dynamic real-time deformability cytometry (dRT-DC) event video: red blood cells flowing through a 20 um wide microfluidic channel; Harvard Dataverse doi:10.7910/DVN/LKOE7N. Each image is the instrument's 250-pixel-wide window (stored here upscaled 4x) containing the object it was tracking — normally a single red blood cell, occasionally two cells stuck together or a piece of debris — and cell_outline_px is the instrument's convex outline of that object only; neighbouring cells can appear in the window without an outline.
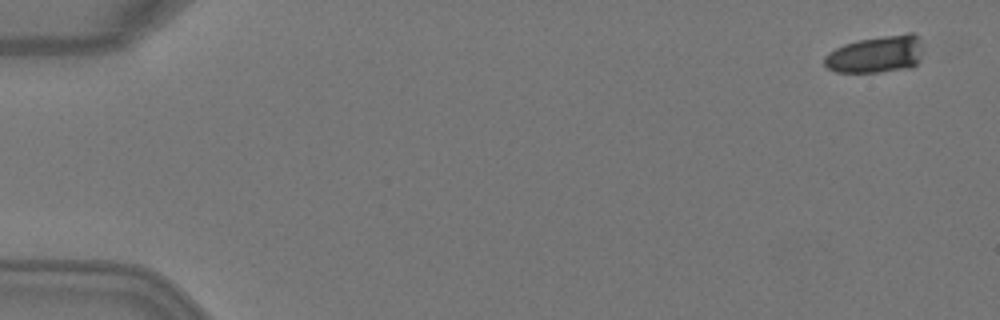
{"species": "Egyptian fruit bat (a non-hibernating species)", "species_latin": "Rousettus aegyptiacus", "temperature_condition": "warm", "stored_images_in_passage": 5, "camera_frame_rate_fps": 3000, "um_per_image_px": 0.085, "animal": {"sex": "female"}, "frame": {"image": 1, "passage_image": 1, "time_ms": 0.0, "image_size_px": [1000, 320], "cell_outline_px": [[920, 60], [912, 68], [876, 72], [836, 72], [828, 68], [824, 64], [824, 56], [836, 48], [844, 44], [860, 40], [908, 32], [912, 32], [920, 40]], "centroid_in_image_um": [74.46, 4.62], "position_along_channel_um": 10.5, "area_um2": 21.15}}
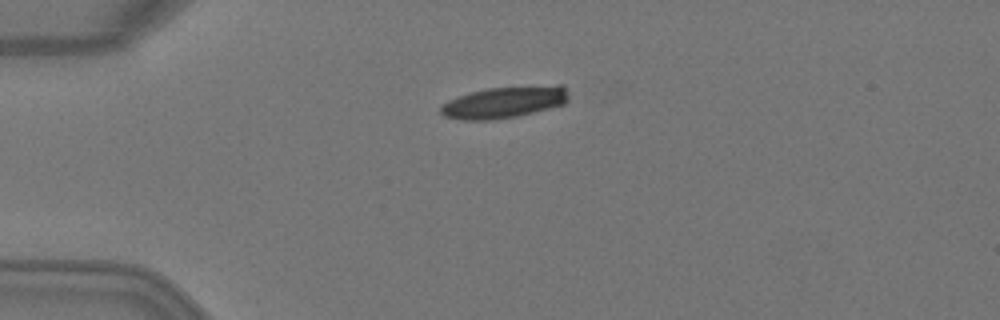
{"frame": {"image": 2, "passage_image": 4, "time_ms": 1.0, "image_size_px": [1000, 320], "cell_outline_px": [[568, 100], [564, 104], [516, 116], [496, 120], [460, 120], [444, 116], [440, 112], [440, 108], [448, 100], [472, 92], [488, 88], [556, 84], [564, 84], [568, 92]], "centroid_in_image_um": [42.9, 8.68], "position_along_channel_um": 42.1, "area_um2": 23.58}}